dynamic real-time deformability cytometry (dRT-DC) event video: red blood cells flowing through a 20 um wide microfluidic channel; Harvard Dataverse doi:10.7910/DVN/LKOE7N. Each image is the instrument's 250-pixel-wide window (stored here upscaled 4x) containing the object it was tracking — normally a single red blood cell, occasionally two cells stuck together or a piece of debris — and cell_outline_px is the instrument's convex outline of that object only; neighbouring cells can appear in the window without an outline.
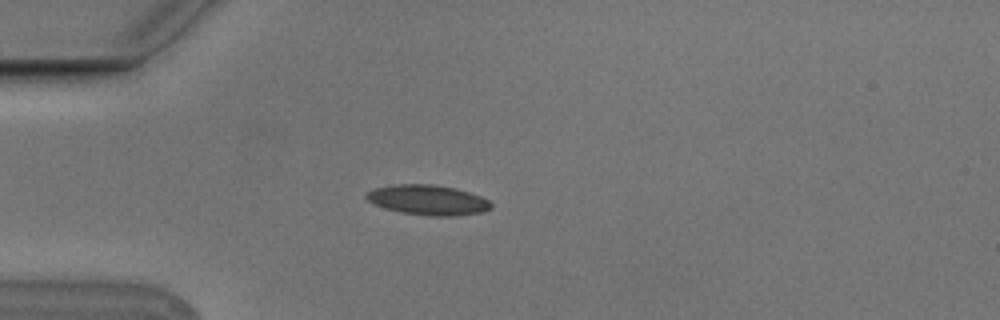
{"species": "Egyptian fruit bat (a non-hibernating species)", "species_latin": "Rousettus aegyptiacus", "temperature_condition": "cold", "stored_images_in_passage": 4, "camera_frame_rate_fps": 3000, "um_per_image_px": 0.085, "animal": {"sex": "male"}, "frame": {"image": 1, "passage_image": 4, "time_ms": 1.0, "image_size_px": [1000, 320], "cell_outline_px": [[492, 208], [484, 212], [456, 216], [428, 216], [400, 212], [384, 208], [368, 200], [364, 196], [372, 188], [392, 184], [432, 184], [456, 188], [480, 196], [488, 200], [492, 204]], "centroid_in_image_um": [36.37, 17.0], "position_along_channel_um": 48.6, "area_um2": 22.02}}